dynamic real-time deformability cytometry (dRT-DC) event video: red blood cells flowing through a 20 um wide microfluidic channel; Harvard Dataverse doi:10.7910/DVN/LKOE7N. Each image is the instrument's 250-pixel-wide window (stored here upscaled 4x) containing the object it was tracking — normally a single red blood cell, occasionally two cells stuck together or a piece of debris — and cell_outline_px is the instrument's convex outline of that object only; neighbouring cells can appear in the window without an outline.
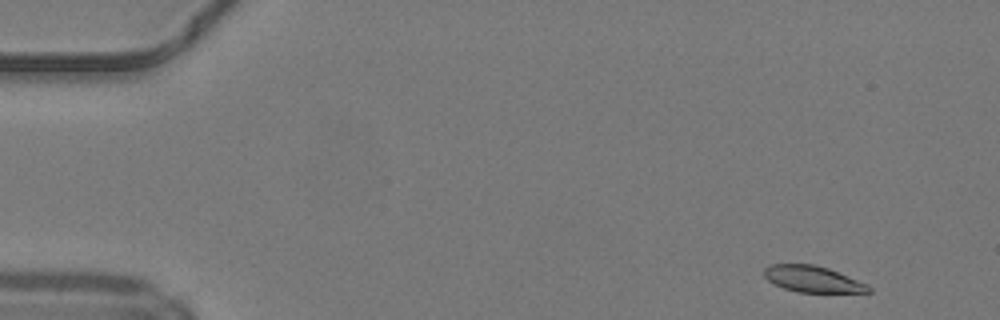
{"species": "common noctule bat (a hibernating species)", "species_latin": "Nyctalus noctula", "temperature_condition": "warm", "stored_images_in_passage": 46, "camera_frame_rate_fps": 3000, "um_per_image_px": 0.085, "animal": {"sex": "male", "body_mass_g": 19.2, "forearm_length_mm": 51.8}, "frame": {"image": 1, "passage_image": 1, "time_ms": 0.0, "image_size_px": [1000, 320], "cell_outline_px": [[872, 292], [796, 292], [772, 284], [764, 276], [764, 268], [772, 264], [816, 264], [828, 268], [868, 284], [872, 288]], "centroid_in_image_um": [69.07, 23.72], "position_along_channel_um": 15.9, "area_um2": 16.07}}
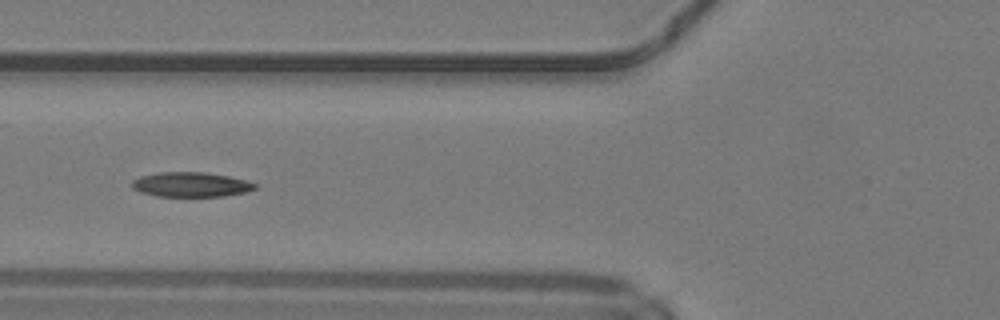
{"frame": {"image": 2, "passage_image": 16, "time_ms": 5.0, "image_size_px": [1000, 320], "cell_outline_px": [[256, 188], [248, 192], [224, 196], [156, 196], [140, 192], [132, 188], [132, 180], [140, 176], [160, 172], [204, 172], [228, 176], [248, 180], [256, 184]], "centroid_in_image_um": [16.24, 15.68], "position_along_channel_um": 109.6, "area_um2": 17.8}}
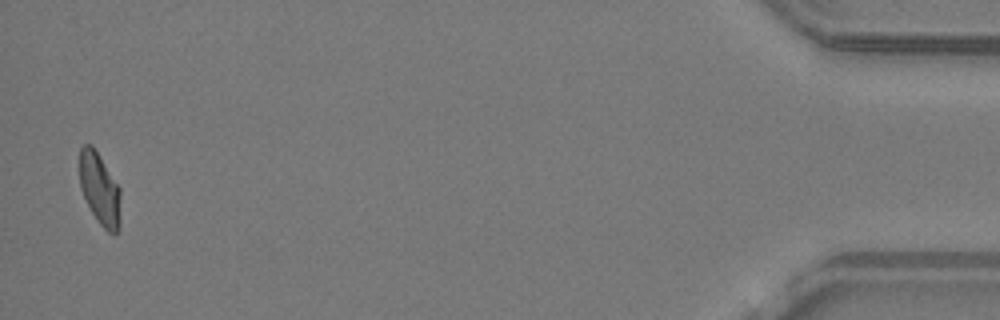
{"frame": {"image": 3, "passage_image": 45, "time_ms": 14.667, "image_size_px": [1000, 320], "cell_outline_px": [[120, 228], [116, 232], [108, 232], [100, 224], [92, 212], [80, 188], [80, 148], [84, 144], [92, 144], [120, 188]], "centroid_in_image_um": [8.48, 16.06], "position_along_channel_um": 426.7, "area_um2": 17.05}, "authors_computed_cell_mechanics": {"area_um2": 17.7735, "velocity_mm_per_s": 4.2268, "shape_relaxation_time_tau1_ms": null, "shape_relaxation_time_tau2_ms": 11.3084, "deformation_change_tau1": null, "deformation_change_tau2": 0.1966}}